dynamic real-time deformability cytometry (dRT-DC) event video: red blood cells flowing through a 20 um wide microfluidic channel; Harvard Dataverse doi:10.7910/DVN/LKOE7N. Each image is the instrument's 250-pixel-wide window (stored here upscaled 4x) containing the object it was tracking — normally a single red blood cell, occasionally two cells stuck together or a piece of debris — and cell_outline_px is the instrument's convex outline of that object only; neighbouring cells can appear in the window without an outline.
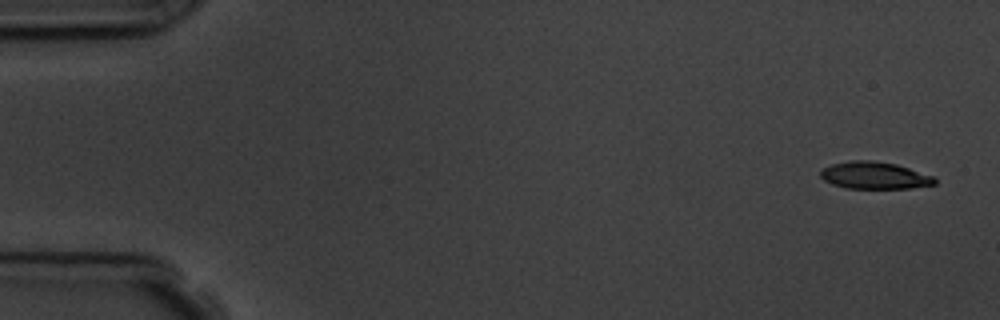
{"species": "common noctule bat (a hibernating species)", "species_latin": "Nyctalus noctula", "temperature_condition": "room temperature", "stored_images_in_passage": 7, "camera_frame_rate_fps": 3000, "um_per_image_px": 0.085, "animal": {"sex": "male", "body_mass_g": 19.5, "forearm_length_mm": 54.6}, "frame": {"image": 1, "passage_image": 1, "time_ms": 0.0, "image_size_px": [1000, 320], "cell_outline_px": [[936, 184], [912, 188], [844, 188], [832, 184], [824, 180], [820, 176], [820, 168], [832, 164], [852, 160], [872, 160], [896, 164], [936, 176]], "centroid_in_image_um": [74.34, 14.91], "position_along_channel_um": 10.7, "area_um2": 18.26}}
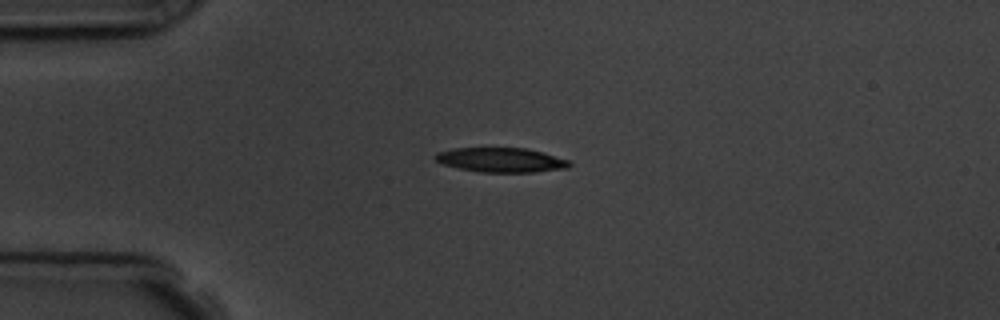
{"frame": {"image": 2, "passage_image": 4, "time_ms": 3.667, "image_size_px": [1000, 320], "cell_outline_px": [[572, 164], [568, 168], [532, 172], [480, 172], [460, 168], [444, 164], [436, 160], [436, 152], [456, 148], [524, 148], [544, 152], [568, 160]], "centroid_in_image_um": [42.63, 13.59], "position_along_channel_um": 42.4, "area_um2": 18.96}}